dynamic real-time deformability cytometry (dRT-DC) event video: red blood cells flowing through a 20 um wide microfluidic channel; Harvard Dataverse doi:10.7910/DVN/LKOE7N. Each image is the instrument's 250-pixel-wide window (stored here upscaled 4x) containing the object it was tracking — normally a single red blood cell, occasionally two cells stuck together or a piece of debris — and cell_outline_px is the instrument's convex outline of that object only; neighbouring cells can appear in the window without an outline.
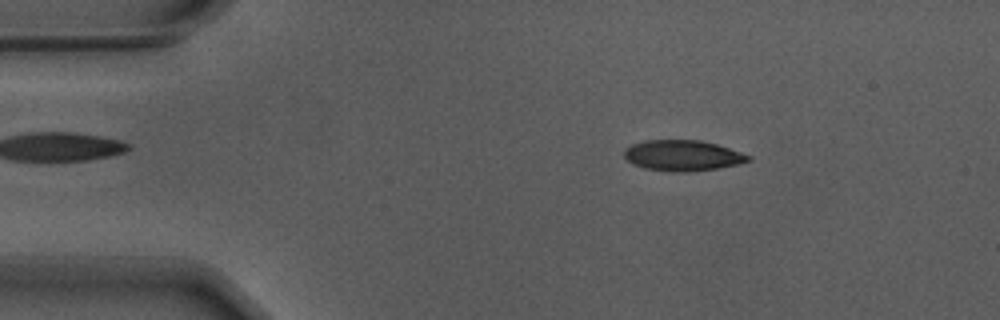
{"species": "Egyptian fruit bat (a non-hibernating species)", "species_latin": "Rousettus aegyptiacus", "temperature_condition": "warm", "stored_images_in_passage": 54, "camera_frame_rate_fps": 3000, "um_per_image_px": 0.085, "animal": {"sex": "male"}, "frame": {"image": 1, "passage_image": 8, "time_ms": 2.333, "image_size_px": [1000, 320], "cell_outline_px": [[752, 160], [740, 164], [720, 168], [684, 172], [668, 172], [644, 168], [632, 164], [624, 156], [624, 148], [632, 144], [644, 140], [700, 140], [716, 144], [752, 156]], "centroid_in_image_um": [58.02, 13.22], "position_along_channel_um": 27.0, "area_um2": 22.43}}
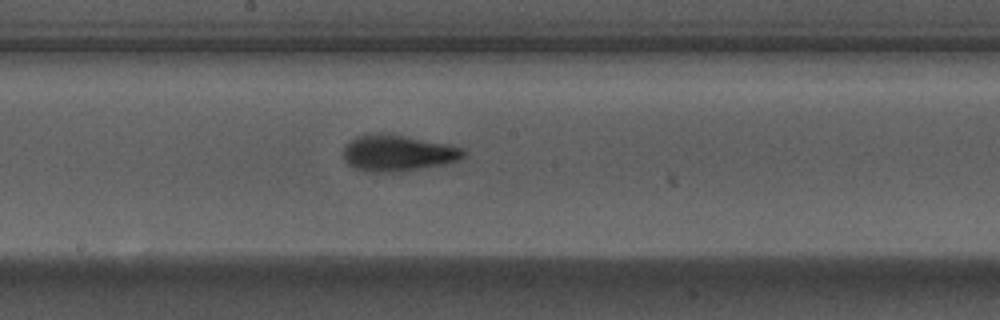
{"frame": {"image": 2, "passage_image": 28, "time_ms": 9.0, "image_size_px": [1000, 320], "cell_outline_px": [[464, 156], [460, 160], [444, 164], [392, 172], [364, 172], [348, 164], [344, 160], [344, 148], [356, 136], [372, 132], [388, 132], [452, 144], [464, 148]], "centroid_in_image_um": [33.83, 12.97], "position_along_channel_um": 214.4, "area_um2": 25.78}}
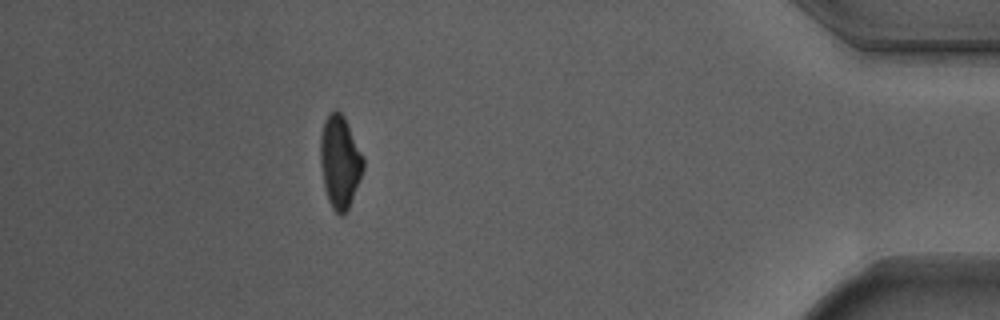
{"frame": {"image": 3, "passage_image": 48, "time_ms": 15.667, "image_size_px": [1000, 320], "cell_outline_px": [[364, 168], [360, 180], [348, 208], [340, 216], [332, 208], [328, 200], [324, 188], [320, 160], [320, 136], [324, 124], [328, 116], [336, 108], [344, 116], [364, 156]], "centroid_in_image_um": [28.9, 13.75], "position_along_channel_um": 406.3, "area_um2": 23.06}, "authors_computed_cell_mechanics": {"area_um2": 23.1778, "velocity_mm_per_s": 3.7112, "shape_relaxation_time_tau1_ms": 3.0711, "shape_relaxation_time_tau2_ms": 1.802, "deformation_change_tau1": 0.1575, "deformation_change_tau2": 0.0806}}